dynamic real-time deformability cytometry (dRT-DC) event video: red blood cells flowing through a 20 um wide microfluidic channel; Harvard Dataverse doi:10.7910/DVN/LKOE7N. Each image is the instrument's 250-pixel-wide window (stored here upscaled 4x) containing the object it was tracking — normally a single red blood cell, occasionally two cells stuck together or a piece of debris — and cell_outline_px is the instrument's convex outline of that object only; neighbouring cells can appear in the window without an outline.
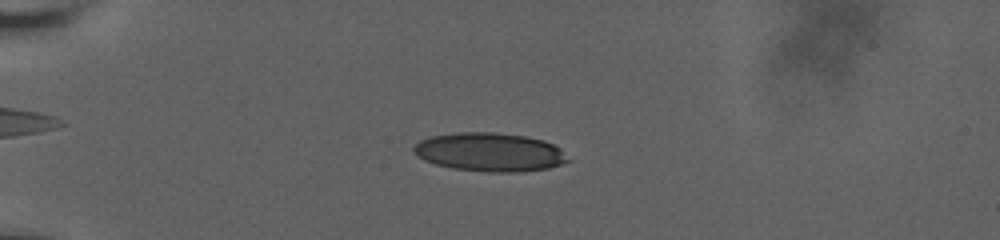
{"species": "human", "species_latin": "Homo sapiens", "temperature_condition": "room temperature", "stored_images_in_passage": 66, "camera_frame_rate_fps": 3000, "um_per_image_px": 0.085, "donor": {"sex": "male"}, "frame": {"image": 1, "passage_image": 24, "time_ms": 5.667, "image_size_px": [1000, 240], "cell_outline_px": [[572, 160], [548, 168], [520, 172], [488, 172], [452, 168], [436, 164], [424, 160], [412, 152], [412, 148], [420, 140], [428, 136], [456, 132], [492, 132], [528, 136], [544, 140], [560, 148]], "centroid_in_image_um": [41.62, 12.92], "position_along_channel_um": 43.4, "area_um2": 35.03}}
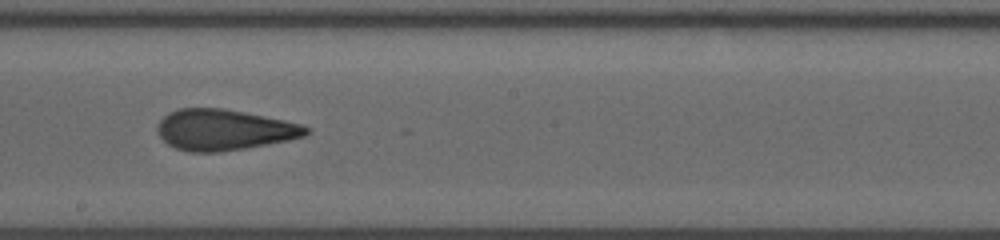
{"frame": {"image": 2, "passage_image": 46, "time_ms": 12.0, "image_size_px": [1000, 240], "cell_outline_px": [[312, 128], [304, 136], [288, 140], [244, 148], [220, 152], [188, 152], [176, 148], [168, 144], [160, 136], [156, 128], [160, 120], [168, 112], [180, 108], [224, 108], [284, 120], [300, 124]], "centroid_in_image_um": [19.02, 11.03], "position_along_channel_um": 229.2, "area_um2": 35.26}}
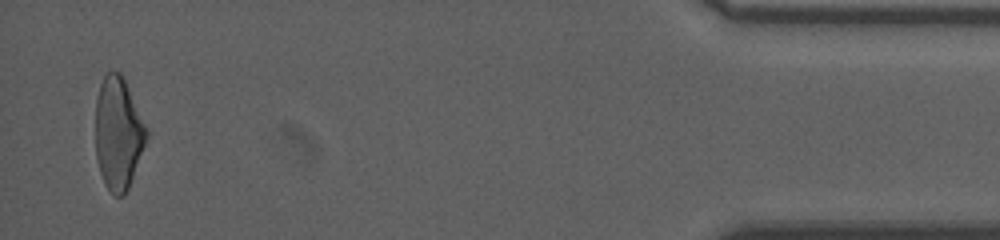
{"frame": {"image": 3, "passage_image": 66, "time_ms": 19.333, "image_size_px": [1000, 240], "cell_outline_px": [[148, 136], [128, 188], [124, 196], [116, 196], [104, 184], [96, 160], [96, 100], [100, 84], [104, 76], [108, 72], [120, 72], [124, 76], [148, 132]], "centroid_in_image_um": [10.04, 11.32], "position_along_channel_um": 425.2, "area_um2": 33.18}, "authors_computed_cell_mechanics": {"area_um2": 34.4199, "velocity_mm_per_s": 3.6703, "shape_relaxation_time_tau1_ms": 7.5829, "shape_relaxation_time_tau2_ms": 1.8046, "deformation_change_tau1": 0.1941, "deformation_change_tau2": 0.1022}}